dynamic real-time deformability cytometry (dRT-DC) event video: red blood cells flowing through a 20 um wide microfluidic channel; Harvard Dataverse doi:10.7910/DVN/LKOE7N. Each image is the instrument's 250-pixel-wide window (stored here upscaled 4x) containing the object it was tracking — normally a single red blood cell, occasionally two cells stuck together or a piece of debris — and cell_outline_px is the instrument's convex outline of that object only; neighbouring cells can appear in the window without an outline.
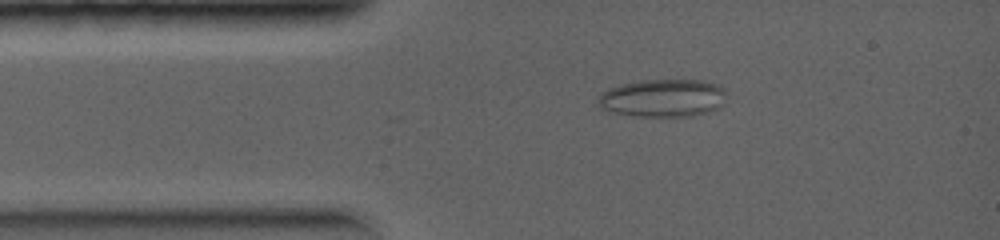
{"species": "common noctule bat (a hibernating species)", "species_latin": "Nyctalus noctula", "temperature_condition": "warm", "stored_images_in_passage": 8, "camera_frame_rate_fps": 5000, "um_per_image_px": 0.085, "animal": {"sex": "female", "body_mass_g": 19.0, "forearm_length_mm": 56.7}, "frame": {"image": 1, "passage_image": 4, "time_ms": 1.4, "image_size_px": [1000, 240], "cell_outline_px": [[724, 92], [720, 108], [708, 112], [692, 116], [632, 116], [608, 112], [600, 108], [596, 104], [596, 100], [608, 88], [620, 84], [644, 80], [700, 80], [720, 84], [724, 88]], "centroid_in_image_um": [56.3, 8.34], "position_along_channel_um": 28.7, "area_um2": 28.55}}
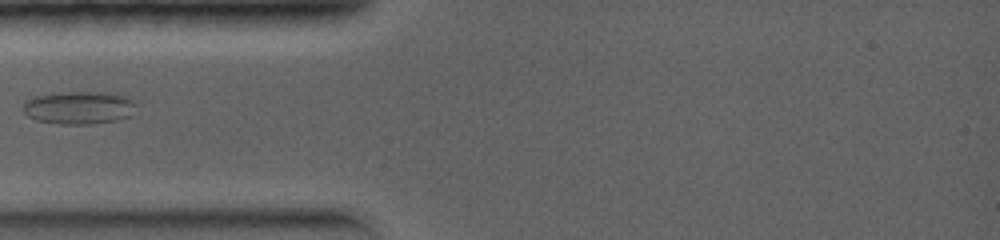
{"frame": {"image": 2, "passage_image": 6, "time_ms": 2.6, "image_size_px": [1000, 240], "cell_outline_px": [[136, 104], [128, 116], [116, 120], [92, 124], [60, 124], [36, 120], [28, 116], [24, 112], [24, 100], [32, 96], [60, 92], [104, 92], [124, 96], [132, 100]], "centroid_in_image_um": [6.65, 9.14], "position_along_channel_um": 78.4, "area_um2": 21.56}}